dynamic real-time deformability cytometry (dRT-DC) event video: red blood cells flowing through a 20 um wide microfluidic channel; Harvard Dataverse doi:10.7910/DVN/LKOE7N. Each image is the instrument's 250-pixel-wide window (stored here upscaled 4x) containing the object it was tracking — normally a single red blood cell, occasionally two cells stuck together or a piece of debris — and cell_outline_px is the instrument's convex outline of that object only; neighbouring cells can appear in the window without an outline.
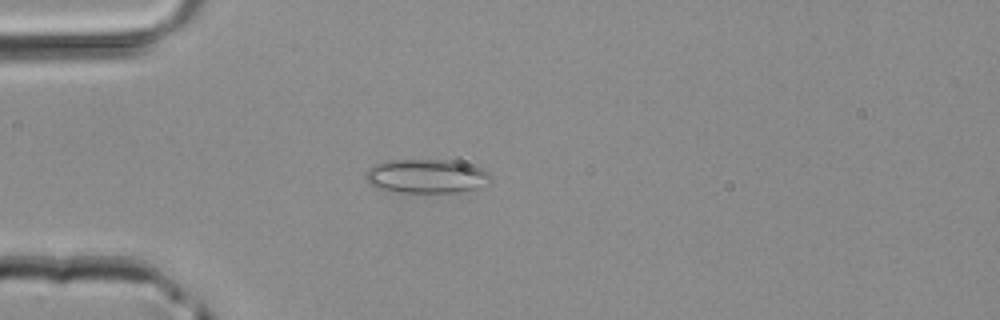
{"species": "common noctule bat (a hibernating species)", "species_latin": "Nyctalus noctula", "temperature_condition": "room temperature", "stored_images_in_passage": 2, "camera_frame_rate_fps": 3000, "um_per_image_px": 0.085, "animal": {"sex": "male", "body_mass_g": 20.4}, "frame": {"image": 1, "passage_image": 2, "time_ms": 0.333, "image_size_px": [1000, 320], "cell_outline_px": [[492, 184], [484, 188], [456, 192], [400, 192], [376, 188], [368, 184], [364, 172], [368, 168], [376, 164], [388, 160], [456, 160], [480, 168], [488, 172], [492, 176]], "centroid_in_image_um": [36.31, 14.98], "position_along_channel_um": 48.7, "area_um2": 25.26}}